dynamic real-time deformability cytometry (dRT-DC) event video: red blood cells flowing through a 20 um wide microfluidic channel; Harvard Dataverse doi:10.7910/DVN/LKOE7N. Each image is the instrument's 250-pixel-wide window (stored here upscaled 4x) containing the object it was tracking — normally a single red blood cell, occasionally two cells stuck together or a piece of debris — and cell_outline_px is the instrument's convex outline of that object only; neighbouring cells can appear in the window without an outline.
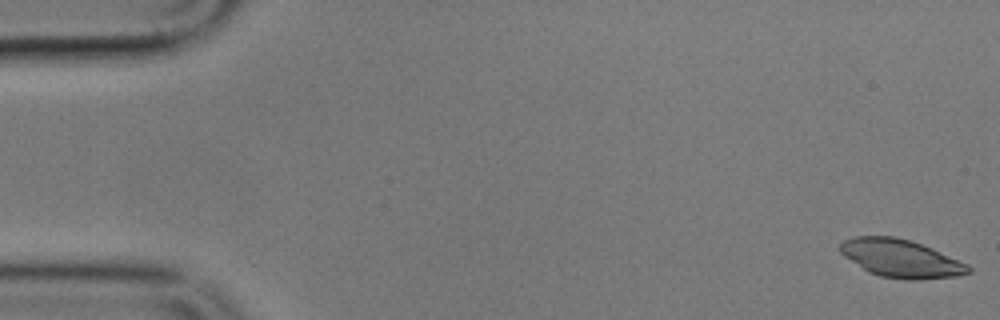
{"species": "common noctule bat (a hibernating species)", "species_latin": "Nyctalus noctula", "temperature_condition": "cold", "stored_images_in_passage": 57, "camera_frame_rate_fps": 3000, "um_per_image_px": 0.085, "animal": {"sex": "male", "body_mass_g": 17.9}, "frame": {"image": 1, "passage_image": 1, "time_ms": 0.0, "image_size_px": [1000, 320], "cell_outline_px": [[972, 272], [956, 276], [916, 280], [908, 280], [880, 276], [868, 272], [844, 256], [840, 252], [840, 244], [844, 240], [852, 236], [896, 236], [932, 248], [968, 264], [972, 268]], "centroid_in_image_um": [76.57, 21.97], "position_along_channel_um": 8.4, "area_um2": 28.32}}